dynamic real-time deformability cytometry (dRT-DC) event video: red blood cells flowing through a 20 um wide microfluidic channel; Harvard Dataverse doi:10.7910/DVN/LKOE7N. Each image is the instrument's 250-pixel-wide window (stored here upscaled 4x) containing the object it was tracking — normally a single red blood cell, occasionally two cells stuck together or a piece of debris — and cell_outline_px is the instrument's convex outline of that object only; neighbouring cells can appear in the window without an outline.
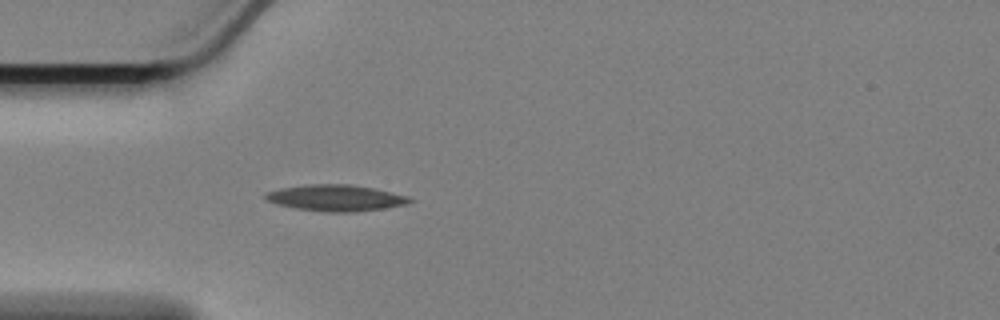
{"species": "Egyptian fruit bat (a non-hibernating species)", "species_latin": "Rousettus aegyptiacus", "temperature_condition": "cold", "stored_images_in_passage": 43, "camera_frame_rate_fps": 3000, "um_per_image_px": 0.085, "animal": {"sex": "female"}, "frame": {"image": 1, "passage_image": 1, "time_ms": 0.0, "image_size_px": [1000, 320], "cell_outline_px": [[416, 200], [404, 204], [384, 208], [348, 212], [328, 212], [296, 208], [280, 204], [268, 200], [264, 196], [264, 192], [280, 188], [308, 184], [348, 184], [372, 188], [408, 196]], "centroid_in_image_um": [28.53, 16.81], "position_along_channel_um": 56.5, "area_um2": 21.73}}
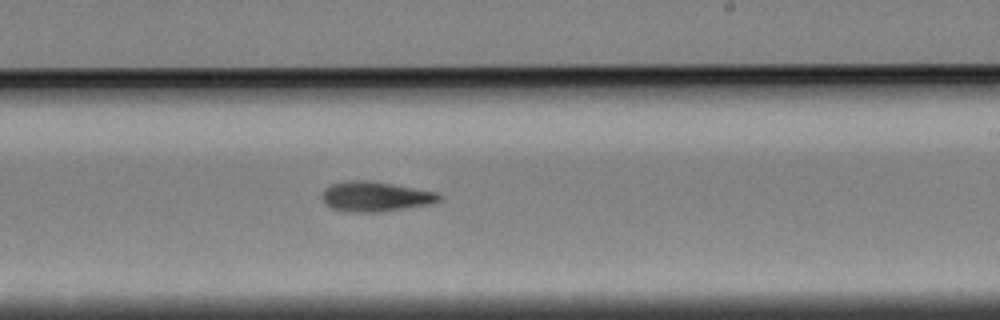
{"frame": {"image": 2, "passage_image": 19, "time_ms": 6.0, "image_size_px": [1000, 320], "cell_outline_px": [[440, 200], [428, 204], [380, 212], [348, 212], [332, 208], [324, 204], [320, 196], [324, 188], [332, 184], [348, 180], [364, 180], [392, 184], [436, 192], [440, 196]], "centroid_in_image_um": [31.82, 16.71], "position_along_channel_um": 257.2, "area_um2": 20.29}}
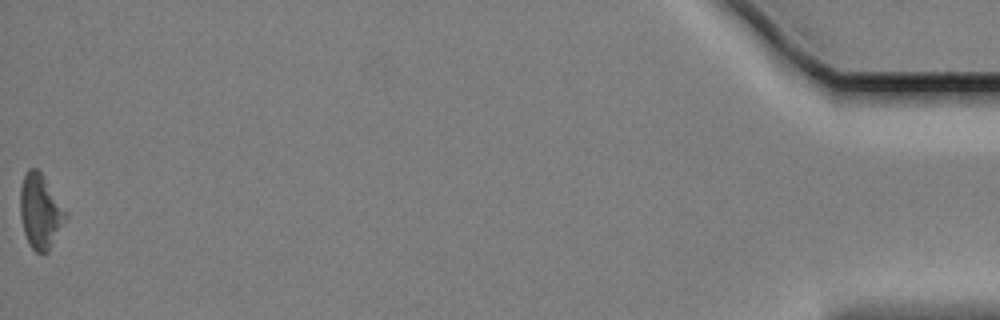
{"frame": {"image": 3, "passage_image": 43, "time_ms": 14.0, "image_size_px": [1000, 320], "cell_outline_px": [[68, 216], [48, 252], [36, 252], [32, 248], [24, 232], [20, 216], [20, 188], [24, 176], [28, 168], [36, 168], [40, 172], [68, 212]], "centroid_in_image_um": [3.43, 17.96], "position_along_channel_um": 431.8, "area_um2": 19.54}, "authors_computed_cell_mechanics": {"area_um2": 19.7676, "velocity_mm_per_s": 3.4051, "shape_relaxation_time_tau1_ms": null, "shape_relaxation_time_tau2_ms": 11.0498, "deformation_change_tau1": null, "deformation_change_tau2": 0.2284}}